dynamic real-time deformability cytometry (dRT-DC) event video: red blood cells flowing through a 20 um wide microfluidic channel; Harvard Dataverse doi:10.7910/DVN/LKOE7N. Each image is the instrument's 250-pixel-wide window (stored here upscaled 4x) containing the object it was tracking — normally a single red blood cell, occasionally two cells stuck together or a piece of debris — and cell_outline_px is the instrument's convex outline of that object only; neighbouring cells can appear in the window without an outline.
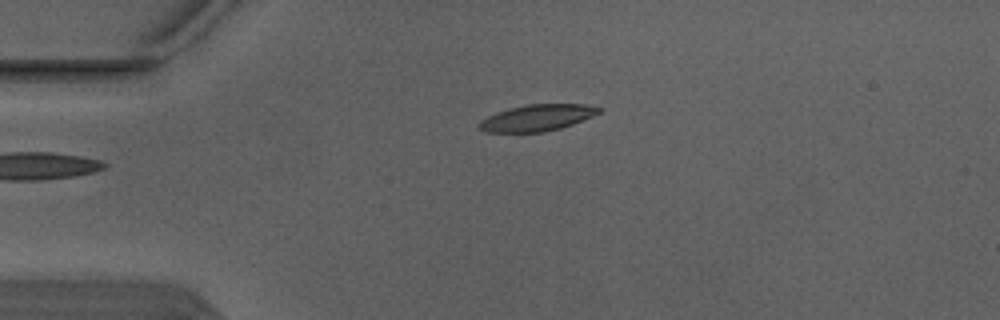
{"species": "Egyptian fruit bat (a non-hibernating species)", "species_latin": "Rousettus aegyptiacus", "temperature_condition": "warm", "stored_images_in_passage": 2, "camera_frame_rate_fps": 3000, "um_per_image_px": 0.085, "animal": {"sex": "male"}, "frame": {"image": 1, "passage_image": 1, "time_ms": 0.0, "image_size_px": [1000, 320], "cell_outline_px": [[604, 108], [600, 112], [592, 116], [572, 124], [560, 128], [544, 132], [484, 132], [476, 124], [480, 120], [496, 112], [528, 104], [584, 104]], "centroid_in_image_um": [45.64, 10.01], "position_along_channel_um": 39.4, "area_um2": 18.38}}